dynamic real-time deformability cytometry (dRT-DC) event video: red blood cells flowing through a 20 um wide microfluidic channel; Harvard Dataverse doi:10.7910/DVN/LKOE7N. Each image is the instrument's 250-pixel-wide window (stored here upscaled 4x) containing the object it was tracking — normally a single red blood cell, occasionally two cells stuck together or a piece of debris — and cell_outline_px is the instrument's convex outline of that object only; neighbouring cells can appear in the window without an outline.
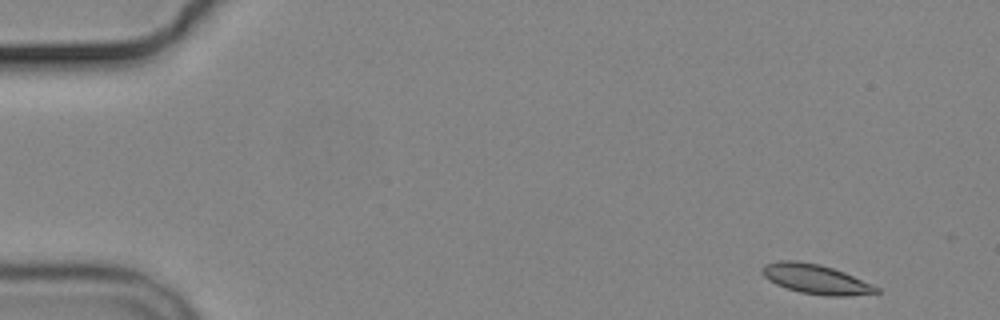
{"species": "common noctule bat (a hibernating species)", "species_latin": "Nyctalus noctula", "temperature_condition": "cold", "stored_images_in_passage": 4, "camera_frame_rate_fps": 3000, "um_per_image_px": 0.085, "animal": {"sex": "male", "body_mass_g": 19.2, "forearm_length_mm": 51.8}, "frame": {"image": 1, "passage_image": 1, "time_ms": 0.0, "image_size_px": [1000, 320], "cell_outline_px": [[880, 292], [848, 296], [824, 296], [800, 292], [776, 284], [768, 280], [760, 272], [760, 268], [764, 264], [780, 260], [796, 260], [820, 264], [844, 272], [872, 284], [880, 288]], "centroid_in_image_um": [69.31, 23.72], "position_along_channel_um": 15.7, "area_um2": 19.77}}